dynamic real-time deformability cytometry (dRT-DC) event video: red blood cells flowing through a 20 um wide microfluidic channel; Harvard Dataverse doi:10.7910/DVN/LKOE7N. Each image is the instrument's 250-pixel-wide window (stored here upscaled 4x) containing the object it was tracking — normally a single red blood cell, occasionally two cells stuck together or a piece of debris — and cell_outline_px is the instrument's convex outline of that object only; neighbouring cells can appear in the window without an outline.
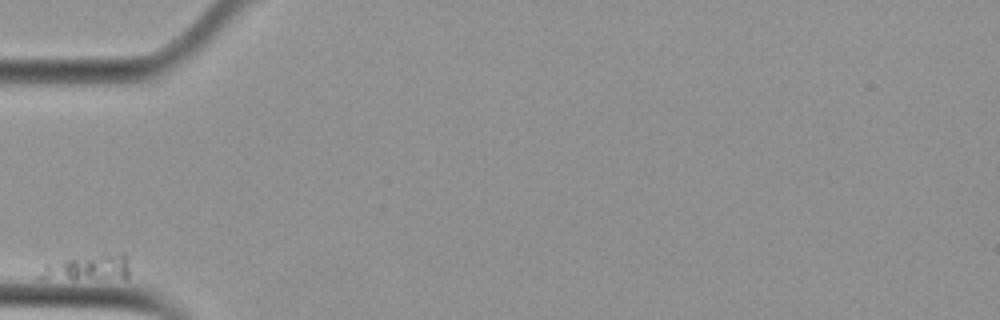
{"species": "Egyptian fruit bat (a non-hibernating species)", "species_latin": "Rousettus aegyptiacus", "temperature_condition": "cold", "stored_images_in_passage": 37, "camera_frame_rate_fps": 3000, "um_per_image_px": 0.085, "animal": {"sex": "female"}, "frame": {"image": 1, "passage_image": 1, "time_ms": 0.0, "image_size_px": [1000, 320], "cell_outline_px": [[128, 276], [124, 280], [36, 280], [36, 276], [44, 264], [56, 260], [120, 252], [124, 252], [128, 260]], "centroid_in_image_um": [7.39, 22.81], "position_along_channel_um": 77.6, "area_um2": 14.68}}